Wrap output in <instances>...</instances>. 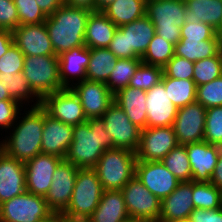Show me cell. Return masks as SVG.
<instances>
[{
    "instance_id": "7c38bea8",
    "label": "cell",
    "mask_w": 222,
    "mask_h": 222,
    "mask_svg": "<svg viewBox=\"0 0 222 222\" xmlns=\"http://www.w3.org/2000/svg\"><path fill=\"white\" fill-rule=\"evenodd\" d=\"M205 119L206 108L197 101L178 108L172 125L178 145L203 141Z\"/></svg>"
},
{
    "instance_id": "816d5d0a",
    "label": "cell",
    "mask_w": 222,
    "mask_h": 222,
    "mask_svg": "<svg viewBox=\"0 0 222 222\" xmlns=\"http://www.w3.org/2000/svg\"><path fill=\"white\" fill-rule=\"evenodd\" d=\"M36 2L42 12L50 16L65 3V0H36Z\"/></svg>"
},
{
    "instance_id": "8d00e7d4",
    "label": "cell",
    "mask_w": 222,
    "mask_h": 222,
    "mask_svg": "<svg viewBox=\"0 0 222 222\" xmlns=\"http://www.w3.org/2000/svg\"><path fill=\"white\" fill-rule=\"evenodd\" d=\"M194 208L219 209L222 207V190L210 182L193 181Z\"/></svg>"
},
{
    "instance_id": "f546056e",
    "label": "cell",
    "mask_w": 222,
    "mask_h": 222,
    "mask_svg": "<svg viewBox=\"0 0 222 222\" xmlns=\"http://www.w3.org/2000/svg\"><path fill=\"white\" fill-rule=\"evenodd\" d=\"M222 50V38L216 35L211 40L180 39L175 44V56L183 57L191 62L216 56Z\"/></svg>"
},
{
    "instance_id": "7dc6e473",
    "label": "cell",
    "mask_w": 222,
    "mask_h": 222,
    "mask_svg": "<svg viewBox=\"0 0 222 222\" xmlns=\"http://www.w3.org/2000/svg\"><path fill=\"white\" fill-rule=\"evenodd\" d=\"M23 107L15 100H0V134L5 133L16 122ZM2 131V133H1ZM5 131V132H4Z\"/></svg>"
},
{
    "instance_id": "3957f363",
    "label": "cell",
    "mask_w": 222,
    "mask_h": 222,
    "mask_svg": "<svg viewBox=\"0 0 222 222\" xmlns=\"http://www.w3.org/2000/svg\"><path fill=\"white\" fill-rule=\"evenodd\" d=\"M91 11L63 4L47 16L45 26L57 56L72 48L85 46V29Z\"/></svg>"
},
{
    "instance_id": "9c48e42d",
    "label": "cell",
    "mask_w": 222,
    "mask_h": 222,
    "mask_svg": "<svg viewBox=\"0 0 222 222\" xmlns=\"http://www.w3.org/2000/svg\"><path fill=\"white\" fill-rule=\"evenodd\" d=\"M121 191L129 217L158 222L161 200L153 195L136 176Z\"/></svg>"
},
{
    "instance_id": "30bf717a",
    "label": "cell",
    "mask_w": 222,
    "mask_h": 222,
    "mask_svg": "<svg viewBox=\"0 0 222 222\" xmlns=\"http://www.w3.org/2000/svg\"><path fill=\"white\" fill-rule=\"evenodd\" d=\"M105 130L111 136L114 148L136 152L140 143L141 129L134 125L123 109L113 102L103 114Z\"/></svg>"
},
{
    "instance_id": "1f68e13d",
    "label": "cell",
    "mask_w": 222,
    "mask_h": 222,
    "mask_svg": "<svg viewBox=\"0 0 222 222\" xmlns=\"http://www.w3.org/2000/svg\"><path fill=\"white\" fill-rule=\"evenodd\" d=\"M0 81L10 97L23 108L41 106V98L30 88L23 72L14 73L13 76H0Z\"/></svg>"
},
{
    "instance_id": "52a82bcc",
    "label": "cell",
    "mask_w": 222,
    "mask_h": 222,
    "mask_svg": "<svg viewBox=\"0 0 222 222\" xmlns=\"http://www.w3.org/2000/svg\"><path fill=\"white\" fill-rule=\"evenodd\" d=\"M23 75L30 88L41 99L47 94L64 89L57 55L25 56Z\"/></svg>"
},
{
    "instance_id": "4dcf8cb0",
    "label": "cell",
    "mask_w": 222,
    "mask_h": 222,
    "mask_svg": "<svg viewBox=\"0 0 222 222\" xmlns=\"http://www.w3.org/2000/svg\"><path fill=\"white\" fill-rule=\"evenodd\" d=\"M102 12L117 26H123L145 16L146 0H116Z\"/></svg>"
},
{
    "instance_id": "f35d334b",
    "label": "cell",
    "mask_w": 222,
    "mask_h": 222,
    "mask_svg": "<svg viewBox=\"0 0 222 222\" xmlns=\"http://www.w3.org/2000/svg\"><path fill=\"white\" fill-rule=\"evenodd\" d=\"M222 75V50L213 57L194 63L193 81L196 86L209 83Z\"/></svg>"
},
{
    "instance_id": "bcb514c9",
    "label": "cell",
    "mask_w": 222,
    "mask_h": 222,
    "mask_svg": "<svg viewBox=\"0 0 222 222\" xmlns=\"http://www.w3.org/2000/svg\"><path fill=\"white\" fill-rule=\"evenodd\" d=\"M217 35L216 29L206 23H184L181 27V39L199 41L211 40Z\"/></svg>"
},
{
    "instance_id": "f5cc1de1",
    "label": "cell",
    "mask_w": 222,
    "mask_h": 222,
    "mask_svg": "<svg viewBox=\"0 0 222 222\" xmlns=\"http://www.w3.org/2000/svg\"><path fill=\"white\" fill-rule=\"evenodd\" d=\"M14 43L13 33L10 30H0V58Z\"/></svg>"
},
{
    "instance_id": "277c9868",
    "label": "cell",
    "mask_w": 222,
    "mask_h": 222,
    "mask_svg": "<svg viewBox=\"0 0 222 222\" xmlns=\"http://www.w3.org/2000/svg\"><path fill=\"white\" fill-rule=\"evenodd\" d=\"M136 154L124 148L106 150L93 168L103 190H121L134 176Z\"/></svg>"
},
{
    "instance_id": "d4e9b609",
    "label": "cell",
    "mask_w": 222,
    "mask_h": 222,
    "mask_svg": "<svg viewBox=\"0 0 222 222\" xmlns=\"http://www.w3.org/2000/svg\"><path fill=\"white\" fill-rule=\"evenodd\" d=\"M118 28L126 35L127 58L141 59L156 34L153 23L145 15Z\"/></svg>"
},
{
    "instance_id": "7402d4cb",
    "label": "cell",
    "mask_w": 222,
    "mask_h": 222,
    "mask_svg": "<svg viewBox=\"0 0 222 222\" xmlns=\"http://www.w3.org/2000/svg\"><path fill=\"white\" fill-rule=\"evenodd\" d=\"M192 195L193 181L180 182L169 196L161 200L158 222H175L189 218L195 209Z\"/></svg>"
},
{
    "instance_id": "ffe728a7",
    "label": "cell",
    "mask_w": 222,
    "mask_h": 222,
    "mask_svg": "<svg viewBox=\"0 0 222 222\" xmlns=\"http://www.w3.org/2000/svg\"><path fill=\"white\" fill-rule=\"evenodd\" d=\"M178 107L173 104L160 81L146 91L147 127L172 126Z\"/></svg>"
},
{
    "instance_id": "e0dca14e",
    "label": "cell",
    "mask_w": 222,
    "mask_h": 222,
    "mask_svg": "<svg viewBox=\"0 0 222 222\" xmlns=\"http://www.w3.org/2000/svg\"><path fill=\"white\" fill-rule=\"evenodd\" d=\"M62 160L58 156L41 153L25 162L26 190L45 197L50 189L53 173Z\"/></svg>"
},
{
    "instance_id": "5b68a950",
    "label": "cell",
    "mask_w": 222,
    "mask_h": 222,
    "mask_svg": "<svg viewBox=\"0 0 222 222\" xmlns=\"http://www.w3.org/2000/svg\"><path fill=\"white\" fill-rule=\"evenodd\" d=\"M186 10L184 0H152L146 1L145 15L153 23L156 34L175 45L181 39Z\"/></svg>"
},
{
    "instance_id": "d6a6232c",
    "label": "cell",
    "mask_w": 222,
    "mask_h": 222,
    "mask_svg": "<svg viewBox=\"0 0 222 222\" xmlns=\"http://www.w3.org/2000/svg\"><path fill=\"white\" fill-rule=\"evenodd\" d=\"M117 58L108 48L90 49V61L86 68V79L106 83L115 68Z\"/></svg>"
},
{
    "instance_id": "cb8c5ba5",
    "label": "cell",
    "mask_w": 222,
    "mask_h": 222,
    "mask_svg": "<svg viewBox=\"0 0 222 222\" xmlns=\"http://www.w3.org/2000/svg\"><path fill=\"white\" fill-rule=\"evenodd\" d=\"M61 84L71 88L86 79V68L90 61V49L86 46L72 48L58 56Z\"/></svg>"
},
{
    "instance_id": "91938a15",
    "label": "cell",
    "mask_w": 222,
    "mask_h": 222,
    "mask_svg": "<svg viewBox=\"0 0 222 222\" xmlns=\"http://www.w3.org/2000/svg\"><path fill=\"white\" fill-rule=\"evenodd\" d=\"M65 222H89L87 219H72L65 217Z\"/></svg>"
},
{
    "instance_id": "f6af8a7d",
    "label": "cell",
    "mask_w": 222,
    "mask_h": 222,
    "mask_svg": "<svg viewBox=\"0 0 222 222\" xmlns=\"http://www.w3.org/2000/svg\"><path fill=\"white\" fill-rule=\"evenodd\" d=\"M163 73L174 79L193 80L194 62H191L180 56L173 58L163 67Z\"/></svg>"
},
{
    "instance_id": "f1b7e54d",
    "label": "cell",
    "mask_w": 222,
    "mask_h": 222,
    "mask_svg": "<svg viewBox=\"0 0 222 222\" xmlns=\"http://www.w3.org/2000/svg\"><path fill=\"white\" fill-rule=\"evenodd\" d=\"M185 23H206L218 29L222 20V0H184Z\"/></svg>"
},
{
    "instance_id": "680465c9",
    "label": "cell",
    "mask_w": 222,
    "mask_h": 222,
    "mask_svg": "<svg viewBox=\"0 0 222 222\" xmlns=\"http://www.w3.org/2000/svg\"><path fill=\"white\" fill-rule=\"evenodd\" d=\"M0 100H13L9 93L8 90H5L4 85L0 81Z\"/></svg>"
},
{
    "instance_id": "94428289",
    "label": "cell",
    "mask_w": 222,
    "mask_h": 222,
    "mask_svg": "<svg viewBox=\"0 0 222 222\" xmlns=\"http://www.w3.org/2000/svg\"><path fill=\"white\" fill-rule=\"evenodd\" d=\"M122 222H147V221L139 219V218H131V217H129L128 219H126V220H124Z\"/></svg>"
},
{
    "instance_id": "9a60e30c",
    "label": "cell",
    "mask_w": 222,
    "mask_h": 222,
    "mask_svg": "<svg viewBox=\"0 0 222 222\" xmlns=\"http://www.w3.org/2000/svg\"><path fill=\"white\" fill-rule=\"evenodd\" d=\"M135 176L160 200L169 196L181 182L161 161L136 160Z\"/></svg>"
},
{
    "instance_id": "9f6ffc18",
    "label": "cell",
    "mask_w": 222,
    "mask_h": 222,
    "mask_svg": "<svg viewBox=\"0 0 222 222\" xmlns=\"http://www.w3.org/2000/svg\"><path fill=\"white\" fill-rule=\"evenodd\" d=\"M116 0H95V11H102L106 6Z\"/></svg>"
},
{
    "instance_id": "d6986e66",
    "label": "cell",
    "mask_w": 222,
    "mask_h": 222,
    "mask_svg": "<svg viewBox=\"0 0 222 222\" xmlns=\"http://www.w3.org/2000/svg\"><path fill=\"white\" fill-rule=\"evenodd\" d=\"M12 33L14 44L25 56L56 55L45 22L19 25Z\"/></svg>"
},
{
    "instance_id": "11a10c76",
    "label": "cell",
    "mask_w": 222,
    "mask_h": 222,
    "mask_svg": "<svg viewBox=\"0 0 222 222\" xmlns=\"http://www.w3.org/2000/svg\"><path fill=\"white\" fill-rule=\"evenodd\" d=\"M65 4L72 7L84 8L91 12L95 11V0H65Z\"/></svg>"
},
{
    "instance_id": "e575fe53",
    "label": "cell",
    "mask_w": 222,
    "mask_h": 222,
    "mask_svg": "<svg viewBox=\"0 0 222 222\" xmlns=\"http://www.w3.org/2000/svg\"><path fill=\"white\" fill-rule=\"evenodd\" d=\"M141 62V59L134 58L117 59L115 68L106 82L107 87L113 94L129 85L130 79Z\"/></svg>"
},
{
    "instance_id": "5bb4252c",
    "label": "cell",
    "mask_w": 222,
    "mask_h": 222,
    "mask_svg": "<svg viewBox=\"0 0 222 222\" xmlns=\"http://www.w3.org/2000/svg\"><path fill=\"white\" fill-rule=\"evenodd\" d=\"M178 145L172 126L146 127L141 130L136 159L140 161H161Z\"/></svg>"
},
{
    "instance_id": "484cf974",
    "label": "cell",
    "mask_w": 222,
    "mask_h": 222,
    "mask_svg": "<svg viewBox=\"0 0 222 222\" xmlns=\"http://www.w3.org/2000/svg\"><path fill=\"white\" fill-rule=\"evenodd\" d=\"M116 102L141 130L147 127L146 91L127 86L114 94Z\"/></svg>"
},
{
    "instance_id": "60d3db41",
    "label": "cell",
    "mask_w": 222,
    "mask_h": 222,
    "mask_svg": "<svg viewBox=\"0 0 222 222\" xmlns=\"http://www.w3.org/2000/svg\"><path fill=\"white\" fill-rule=\"evenodd\" d=\"M203 140L211 145L222 147V106L206 109Z\"/></svg>"
},
{
    "instance_id": "c3c4849f",
    "label": "cell",
    "mask_w": 222,
    "mask_h": 222,
    "mask_svg": "<svg viewBox=\"0 0 222 222\" xmlns=\"http://www.w3.org/2000/svg\"><path fill=\"white\" fill-rule=\"evenodd\" d=\"M19 26L14 0H0V30L13 31Z\"/></svg>"
},
{
    "instance_id": "4316f807",
    "label": "cell",
    "mask_w": 222,
    "mask_h": 222,
    "mask_svg": "<svg viewBox=\"0 0 222 222\" xmlns=\"http://www.w3.org/2000/svg\"><path fill=\"white\" fill-rule=\"evenodd\" d=\"M129 218L121 190H104L95 211L87 218L89 222H122Z\"/></svg>"
},
{
    "instance_id": "7a4b0ae2",
    "label": "cell",
    "mask_w": 222,
    "mask_h": 222,
    "mask_svg": "<svg viewBox=\"0 0 222 222\" xmlns=\"http://www.w3.org/2000/svg\"><path fill=\"white\" fill-rule=\"evenodd\" d=\"M113 148L104 120L87 119L85 123L73 126V140L64 159L78 168H94L101 155Z\"/></svg>"
},
{
    "instance_id": "ee69618b",
    "label": "cell",
    "mask_w": 222,
    "mask_h": 222,
    "mask_svg": "<svg viewBox=\"0 0 222 222\" xmlns=\"http://www.w3.org/2000/svg\"><path fill=\"white\" fill-rule=\"evenodd\" d=\"M25 55L13 43L7 52L0 58V76H13L23 72Z\"/></svg>"
},
{
    "instance_id": "681fc988",
    "label": "cell",
    "mask_w": 222,
    "mask_h": 222,
    "mask_svg": "<svg viewBox=\"0 0 222 222\" xmlns=\"http://www.w3.org/2000/svg\"><path fill=\"white\" fill-rule=\"evenodd\" d=\"M190 218L193 222H222V207L219 209L195 208Z\"/></svg>"
},
{
    "instance_id": "ba28073f",
    "label": "cell",
    "mask_w": 222,
    "mask_h": 222,
    "mask_svg": "<svg viewBox=\"0 0 222 222\" xmlns=\"http://www.w3.org/2000/svg\"><path fill=\"white\" fill-rule=\"evenodd\" d=\"M53 214L44 196L27 190L0 204V222H42Z\"/></svg>"
},
{
    "instance_id": "be15d7a7",
    "label": "cell",
    "mask_w": 222,
    "mask_h": 222,
    "mask_svg": "<svg viewBox=\"0 0 222 222\" xmlns=\"http://www.w3.org/2000/svg\"><path fill=\"white\" fill-rule=\"evenodd\" d=\"M175 222H193V221H192L191 218L189 217V218H185V219L178 220V221H175Z\"/></svg>"
},
{
    "instance_id": "b9f144b4",
    "label": "cell",
    "mask_w": 222,
    "mask_h": 222,
    "mask_svg": "<svg viewBox=\"0 0 222 222\" xmlns=\"http://www.w3.org/2000/svg\"><path fill=\"white\" fill-rule=\"evenodd\" d=\"M196 101L206 109L222 106V75L209 83L196 86Z\"/></svg>"
},
{
    "instance_id": "8fae6325",
    "label": "cell",
    "mask_w": 222,
    "mask_h": 222,
    "mask_svg": "<svg viewBox=\"0 0 222 222\" xmlns=\"http://www.w3.org/2000/svg\"><path fill=\"white\" fill-rule=\"evenodd\" d=\"M41 107L51 117L72 126L87 121L82 104L71 88L45 95L41 99Z\"/></svg>"
},
{
    "instance_id": "603a6c76",
    "label": "cell",
    "mask_w": 222,
    "mask_h": 222,
    "mask_svg": "<svg viewBox=\"0 0 222 222\" xmlns=\"http://www.w3.org/2000/svg\"><path fill=\"white\" fill-rule=\"evenodd\" d=\"M26 191L25 165L0 149V204Z\"/></svg>"
},
{
    "instance_id": "7bdbcfd3",
    "label": "cell",
    "mask_w": 222,
    "mask_h": 222,
    "mask_svg": "<svg viewBox=\"0 0 222 222\" xmlns=\"http://www.w3.org/2000/svg\"><path fill=\"white\" fill-rule=\"evenodd\" d=\"M14 3L17 8L19 25L40 24L47 19L36 0H14Z\"/></svg>"
},
{
    "instance_id": "ac0fdd59",
    "label": "cell",
    "mask_w": 222,
    "mask_h": 222,
    "mask_svg": "<svg viewBox=\"0 0 222 222\" xmlns=\"http://www.w3.org/2000/svg\"><path fill=\"white\" fill-rule=\"evenodd\" d=\"M73 140V126L51 117L43 109L42 154L65 158Z\"/></svg>"
},
{
    "instance_id": "2e32d148",
    "label": "cell",
    "mask_w": 222,
    "mask_h": 222,
    "mask_svg": "<svg viewBox=\"0 0 222 222\" xmlns=\"http://www.w3.org/2000/svg\"><path fill=\"white\" fill-rule=\"evenodd\" d=\"M71 89L78 96L87 119L102 118L114 102V94L106 83L85 79L74 84Z\"/></svg>"
},
{
    "instance_id": "6f0895ef",
    "label": "cell",
    "mask_w": 222,
    "mask_h": 222,
    "mask_svg": "<svg viewBox=\"0 0 222 222\" xmlns=\"http://www.w3.org/2000/svg\"><path fill=\"white\" fill-rule=\"evenodd\" d=\"M42 222H65V217L62 214H53L47 220Z\"/></svg>"
},
{
    "instance_id": "44dd1931",
    "label": "cell",
    "mask_w": 222,
    "mask_h": 222,
    "mask_svg": "<svg viewBox=\"0 0 222 222\" xmlns=\"http://www.w3.org/2000/svg\"><path fill=\"white\" fill-rule=\"evenodd\" d=\"M192 171V181L210 182L222 147L200 141L185 145Z\"/></svg>"
},
{
    "instance_id": "db71d44e",
    "label": "cell",
    "mask_w": 222,
    "mask_h": 222,
    "mask_svg": "<svg viewBox=\"0 0 222 222\" xmlns=\"http://www.w3.org/2000/svg\"><path fill=\"white\" fill-rule=\"evenodd\" d=\"M210 183L218 189L222 190V149L220 151V155L214 168L213 174L211 175Z\"/></svg>"
},
{
    "instance_id": "74e56055",
    "label": "cell",
    "mask_w": 222,
    "mask_h": 222,
    "mask_svg": "<svg viewBox=\"0 0 222 222\" xmlns=\"http://www.w3.org/2000/svg\"><path fill=\"white\" fill-rule=\"evenodd\" d=\"M174 51V44L155 34L141 60L143 63L163 68L173 58Z\"/></svg>"
},
{
    "instance_id": "6da1fadb",
    "label": "cell",
    "mask_w": 222,
    "mask_h": 222,
    "mask_svg": "<svg viewBox=\"0 0 222 222\" xmlns=\"http://www.w3.org/2000/svg\"><path fill=\"white\" fill-rule=\"evenodd\" d=\"M43 108H23L13 126L2 136L1 150L23 163L41 154Z\"/></svg>"
},
{
    "instance_id": "d590c367",
    "label": "cell",
    "mask_w": 222,
    "mask_h": 222,
    "mask_svg": "<svg viewBox=\"0 0 222 222\" xmlns=\"http://www.w3.org/2000/svg\"><path fill=\"white\" fill-rule=\"evenodd\" d=\"M161 162L179 181H192V171L185 146L177 145Z\"/></svg>"
},
{
    "instance_id": "836d02e7",
    "label": "cell",
    "mask_w": 222,
    "mask_h": 222,
    "mask_svg": "<svg viewBox=\"0 0 222 222\" xmlns=\"http://www.w3.org/2000/svg\"><path fill=\"white\" fill-rule=\"evenodd\" d=\"M169 99L178 108L196 101V85L193 80L174 79L164 73L161 79Z\"/></svg>"
},
{
    "instance_id": "6125c7cd",
    "label": "cell",
    "mask_w": 222,
    "mask_h": 222,
    "mask_svg": "<svg viewBox=\"0 0 222 222\" xmlns=\"http://www.w3.org/2000/svg\"><path fill=\"white\" fill-rule=\"evenodd\" d=\"M217 32V35L222 38V20H221V24H220V27L216 30Z\"/></svg>"
},
{
    "instance_id": "4fadbf2b",
    "label": "cell",
    "mask_w": 222,
    "mask_h": 222,
    "mask_svg": "<svg viewBox=\"0 0 222 222\" xmlns=\"http://www.w3.org/2000/svg\"><path fill=\"white\" fill-rule=\"evenodd\" d=\"M78 167L63 159L52 176V183L45 200L54 214H62L70 203Z\"/></svg>"
},
{
    "instance_id": "8992f818",
    "label": "cell",
    "mask_w": 222,
    "mask_h": 222,
    "mask_svg": "<svg viewBox=\"0 0 222 222\" xmlns=\"http://www.w3.org/2000/svg\"><path fill=\"white\" fill-rule=\"evenodd\" d=\"M103 191L93 168H79L70 203L62 215L72 219H87L97 208Z\"/></svg>"
},
{
    "instance_id": "83f0119b",
    "label": "cell",
    "mask_w": 222,
    "mask_h": 222,
    "mask_svg": "<svg viewBox=\"0 0 222 222\" xmlns=\"http://www.w3.org/2000/svg\"><path fill=\"white\" fill-rule=\"evenodd\" d=\"M117 28L102 11L91 12L85 29V46L89 49L107 48Z\"/></svg>"
},
{
    "instance_id": "ab89813d",
    "label": "cell",
    "mask_w": 222,
    "mask_h": 222,
    "mask_svg": "<svg viewBox=\"0 0 222 222\" xmlns=\"http://www.w3.org/2000/svg\"><path fill=\"white\" fill-rule=\"evenodd\" d=\"M162 76V67L141 62L130 79L128 86L148 91L161 81Z\"/></svg>"
},
{
    "instance_id": "f907efd6",
    "label": "cell",
    "mask_w": 222,
    "mask_h": 222,
    "mask_svg": "<svg viewBox=\"0 0 222 222\" xmlns=\"http://www.w3.org/2000/svg\"><path fill=\"white\" fill-rule=\"evenodd\" d=\"M107 48L116 56L117 59L127 58L126 35H124L119 28H117L114 37Z\"/></svg>"
}]
</instances>
